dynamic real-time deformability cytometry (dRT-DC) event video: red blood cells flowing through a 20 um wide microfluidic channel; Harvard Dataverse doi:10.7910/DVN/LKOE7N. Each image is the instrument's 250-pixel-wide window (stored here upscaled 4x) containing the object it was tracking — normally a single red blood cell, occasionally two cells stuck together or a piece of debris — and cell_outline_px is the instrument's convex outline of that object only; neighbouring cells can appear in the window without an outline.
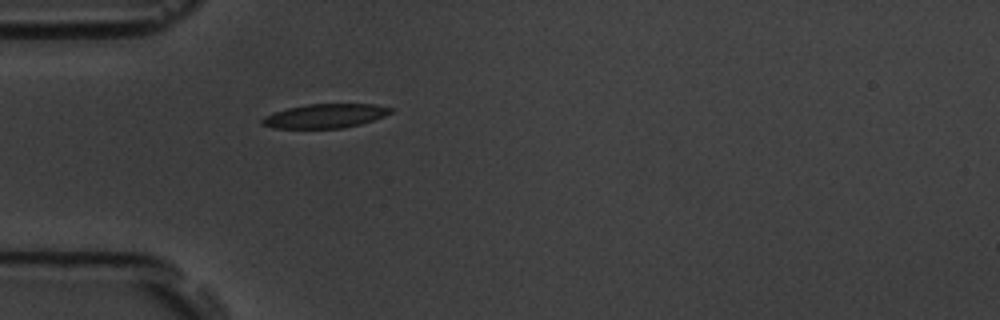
{"species": "common noctule bat (a hibernating species)", "species_latin": "Nyctalus noctula", "temperature_condition": "room temperature", "stored_images_in_passage": 39, "camera_frame_rate_fps": 3000, "um_per_image_px": 0.085, "animal": {"sex": "male", "body_mass_g": 19.5, "forearm_length_mm": 54.6}, "frame": {"image": 1, "passage_image": 1, "time_ms": 0.0, "image_size_px": [1000, 320], "cell_outline_px": [[396, 108], [392, 112], [384, 116], [360, 124], [344, 128], [272, 128], [260, 124], [260, 120], [264, 116], [288, 108], [308, 104], [376, 104]], "centroid_in_image_um": [27.65, 9.85], "position_along_channel_um": 57.3, "area_um2": 18.09}}
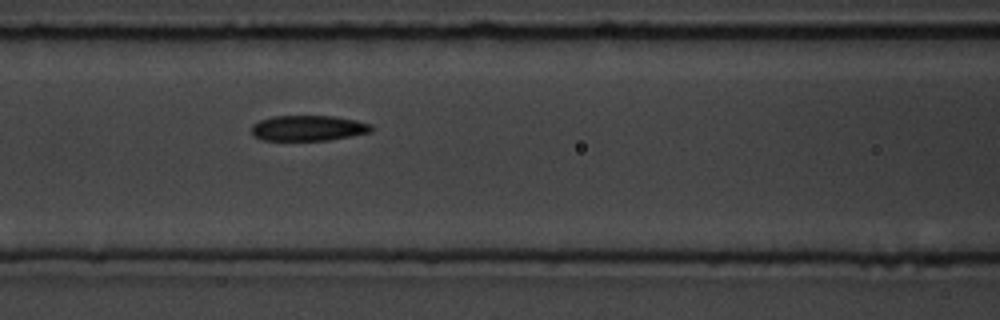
{"frame": {"image": 2, "passage_image": 8, "time_ms": 2.333, "image_size_px": [1000, 320], "cell_outline_px": [[372, 132], [328, 140], [260, 140], [252, 132], [252, 124], [260, 120], [276, 116], [332, 116], [356, 120], [372, 124]], "centroid_in_image_um": [26.22, 10.89], "position_along_channel_um": 140.4, "area_um2": 17.69}}
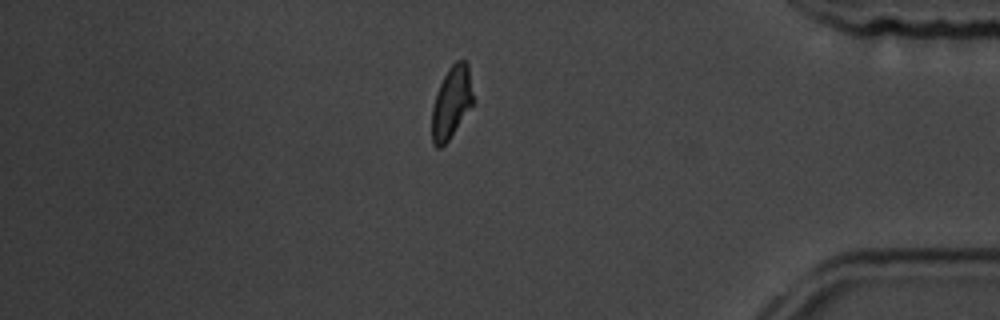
{"frame": {"image": 3, "passage_image": 31, "time_ms": 10.0, "image_size_px": [1000, 320], "cell_outline_px": [[476, 100], [448, 140], [440, 148], [436, 148], [432, 144], [432, 108], [436, 92], [448, 68], [456, 60], [464, 60], [468, 64]], "centroid_in_image_um": [38.4, 8.68], "position_along_channel_um": 396.8, "area_um2": 17.57}, "authors_computed_cell_mechanics": {"area_um2": 18.207, "velocity_mm_per_s": 3.7666, "shape_relaxation_time_tau1_ms": 5.2074, "shape_relaxation_time_tau2_ms": 4.3514, "deformation_change_tau1": 0.157, "deformation_change_tau2": 0.1062}}